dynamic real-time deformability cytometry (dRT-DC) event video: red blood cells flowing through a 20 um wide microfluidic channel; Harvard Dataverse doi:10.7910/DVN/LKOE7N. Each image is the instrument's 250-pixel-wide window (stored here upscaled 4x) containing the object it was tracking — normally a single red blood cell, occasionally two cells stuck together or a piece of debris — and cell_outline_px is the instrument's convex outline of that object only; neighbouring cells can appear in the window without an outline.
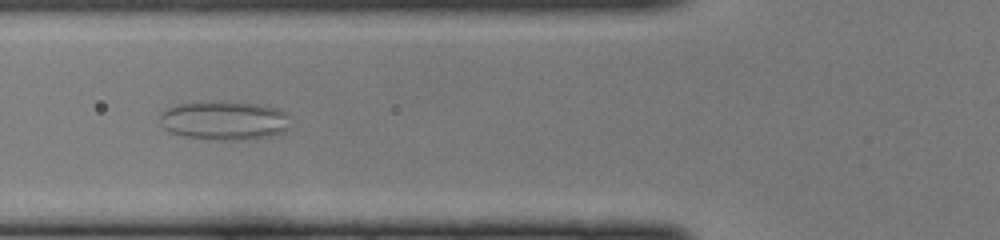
{"species": "common noctule bat (a hibernating species)", "species_latin": "Nyctalus noctula", "temperature_condition": "cold", "stored_images_in_passage": 49, "camera_frame_rate_fps": 3000, "um_per_image_px": 0.085, "animal": {"sex": "female", "body_mass_g": 22.0, "forearm_length_mm": 56.7}, "frame": {"image": 1, "passage_image": 18, "time_ms": 5.667, "image_size_px": [1000, 240], "cell_outline_px": [[284, 128], [280, 132], [272, 136], [248, 140], [216, 140], [184, 136], [172, 132], [164, 128], [160, 116], [168, 108], [180, 104], [228, 100], [260, 104], [276, 108], [284, 112]], "centroid_in_image_um": [19.02, 10.24], "position_along_channel_um": 106.8, "area_um2": 29.13}}